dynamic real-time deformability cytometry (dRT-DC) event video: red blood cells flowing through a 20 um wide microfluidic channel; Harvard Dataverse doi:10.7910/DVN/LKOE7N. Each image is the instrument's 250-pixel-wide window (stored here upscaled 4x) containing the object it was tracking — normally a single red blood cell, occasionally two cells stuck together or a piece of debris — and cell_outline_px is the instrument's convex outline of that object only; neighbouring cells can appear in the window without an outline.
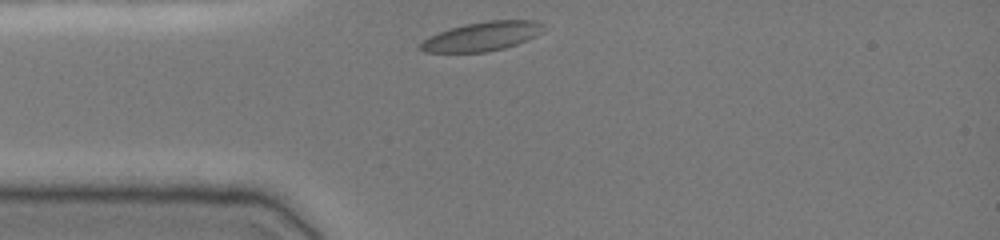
{"species": "common noctule bat (a hibernating species)", "species_latin": "Nyctalus noctula", "temperature_condition": "cold", "stored_images_in_passage": 30, "camera_frame_rate_fps": 3000, "um_per_image_px": 0.085, "animal": {"sex": "female", "body_mass_g": 19.0, "forearm_length_mm": 51.5}, "frame": {"image": 1, "passage_image": 1, "time_ms": 0.0, "image_size_px": [1000, 240], "cell_outline_px": [[548, 28], [544, 32], [528, 40], [504, 48], [484, 52], [424, 52], [420, 48], [420, 44], [428, 36], [464, 24], [488, 20], [536, 20], [544, 24]], "centroid_in_image_um": [41.06, 3.08], "position_along_channel_um": 43.9, "area_um2": 20.98}}
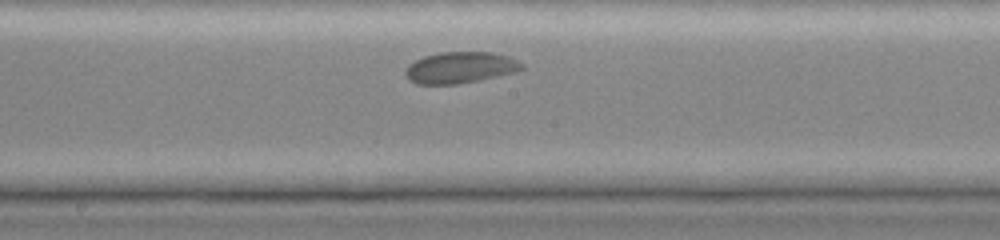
{"frame": {"image": 2, "passage_image": 15, "time_ms": 4.667, "image_size_px": [1000, 240], "cell_outline_px": [[524, 68], [516, 72], [480, 80], [456, 84], [416, 84], [408, 80], [404, 72], [408, 64], [424, 56], [440, 52], [492, 52], [508, 56], [524, 64]], "centroid_in_image_um": [39.11, 5.74], "position_along_channel_um": 209.1, "area_um2": 21.39}}
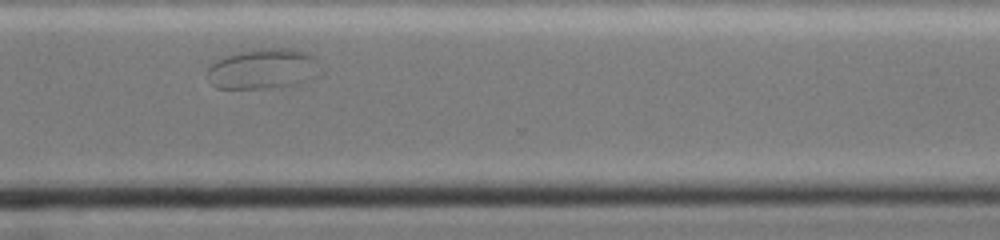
{"frame": {"image": 3, "passage_image": 26, "time_ms": 8.333, "image_size_px": [1000, 240], "cell_outline_px": [[320, 76], [296, 84], [280, 88], [216, 88], [212, 84], [208, 72], [208, 68], [216, 60], [224, 56], [240, 52], [260, 48], [292, 48], [308, 52], [316, 56]], "centroid_in_image_um": [22.43, 5.85], "position_along_channel_um": 348.2, "area_um2": 26.82}}